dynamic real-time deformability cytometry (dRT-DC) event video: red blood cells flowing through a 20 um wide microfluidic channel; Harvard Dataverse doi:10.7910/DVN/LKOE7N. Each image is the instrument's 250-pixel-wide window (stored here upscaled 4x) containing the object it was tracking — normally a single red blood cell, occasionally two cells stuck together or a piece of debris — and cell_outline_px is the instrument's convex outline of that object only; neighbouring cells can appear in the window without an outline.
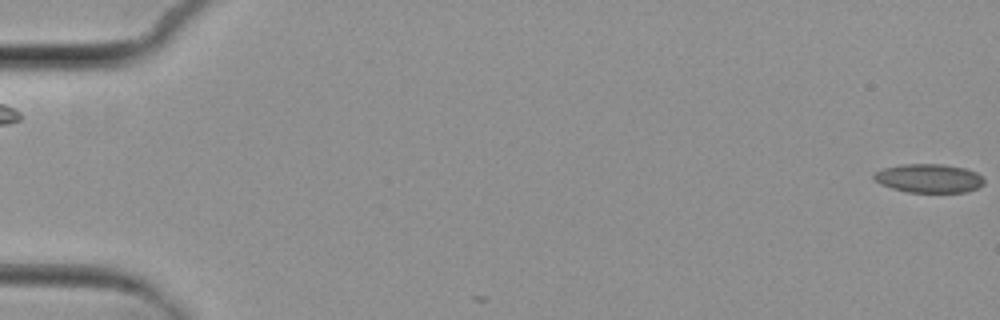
{"species": "common noctule bat (a hibernating species)", "species_latin": "Nyctalus noctula", "temperature_condition": "cold", "stored_images_in_passage": 3, "camera_frame_rate_fps": 3000, "um_per_image_px": 0.085, "animal": {"sex": "female", "body_mass_g": 29.2, "forearm_length_mm": 56.3}, "frame": {"image": 1, "passage_image": 3, "time_ms": 3.667, "image_size_px": [1000, 320], "cell_outline_px": [[984, 184], [968, 192], [908, 192], [892, 188], [880, 184], [872, 176], [872, 172], [880, 168], [904, 164], [944, 164], [964, 168], [976, 172], [984, 180]], "centroid_in_image_um": [78.91, 15.15], "position_along_channel_um": 6.1, "area_um2": 18.55}}